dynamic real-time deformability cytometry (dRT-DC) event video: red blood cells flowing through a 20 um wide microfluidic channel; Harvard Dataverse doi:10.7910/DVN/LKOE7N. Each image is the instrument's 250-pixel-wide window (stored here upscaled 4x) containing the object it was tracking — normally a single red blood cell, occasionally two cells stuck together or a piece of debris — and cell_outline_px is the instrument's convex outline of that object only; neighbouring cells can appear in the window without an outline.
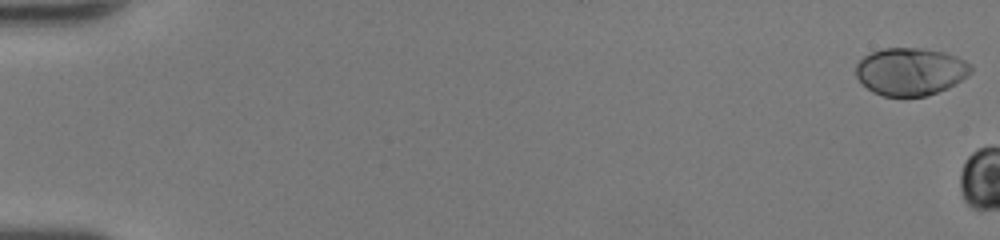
{"species": "human", "species_latin": "Homo sapiens", "temperature_condition": "room temperature", "stored_images_in_passage": 6, "camera_frame_rate_fps": 3000, "um_per_image_px": 0.085, "donor": {"sex": "female"}, "frame": {"image": 1, "passage_image": 1, "time_ms": 0.0, "image_size_px": [1000, 240], "cell_outline_px": [[972, 72], [956, 84], [948, 88], [924, 96], [884, 96], [872, 92], [856, 76], [856, 64], [864, 56], [872, 52], [884, 48], [924, 48], [944, 52], [956, 56], [972, 64]], "centroid_in_image_um": [77.41, 6.07], "position_along_channel_um": 7.6, "area_um2": 31.91}}